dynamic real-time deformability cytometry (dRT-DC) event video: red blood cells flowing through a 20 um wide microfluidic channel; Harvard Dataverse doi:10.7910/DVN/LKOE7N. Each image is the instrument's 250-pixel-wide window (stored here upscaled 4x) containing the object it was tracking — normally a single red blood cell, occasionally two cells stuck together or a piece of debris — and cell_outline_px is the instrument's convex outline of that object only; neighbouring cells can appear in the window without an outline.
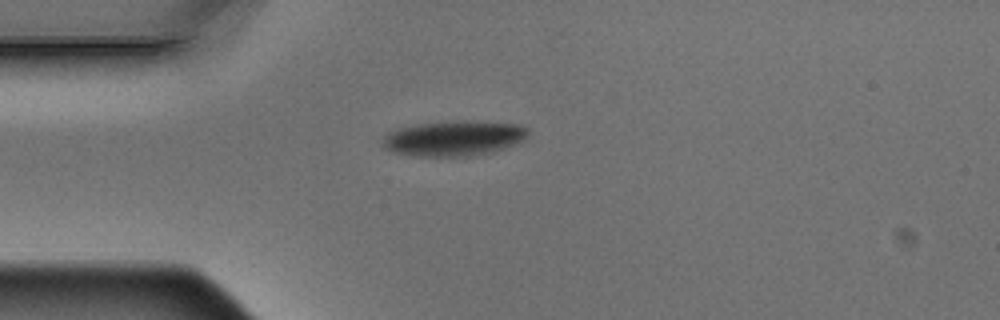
{"species": "Egyptian fruit bat (a non-hibernating species)", "species_latin": "Rousettus aegyptiacus", "temperature_condition": "warm", "stored_images_in_passage": 5, "camera_frame_rate_fps": 3000, "um_per_image_px": 0.085, "animal": {"sex": "male"}, "frame": {"image": 1, "passage_image": 1, "time_ms": 0.0, "image_size_px": [1000, 320], "cell_outline_px": [[528, 132], [524, 140], [504, 148], [492, 152], [468, 156], [412, 156], [392, 152], [384, 148], [380, 144], [384, 136], [388, 132], [396, 128], [416, 124], [452, 120], [468, 120], [520, 124]], "centroid_in_image_um": [38.51, 11.74], "position_along_channel_um": 46.5, "area_um2": 30.23}}
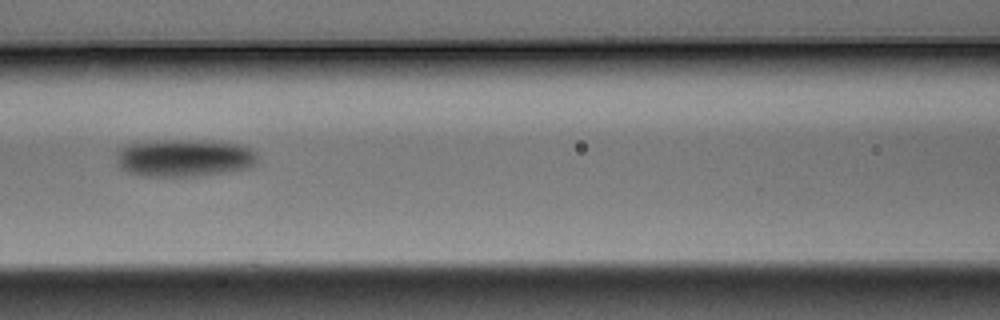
{"frame": {"image": 2, "passage_image": 4, "time_ms": 1.0, "image_size_px": [1000, 320], "cell_outline_px": [[260, 156], [256, 164], [252, 168], [228, 172], [196, 176], [144, 176], [128, 172], [120, 168], [116, 160], [116, 156], [120, 148], [128, 144], [164, 140], [204, 140], [240, 144], [252, 148]], "centroid_in_image_um": [15.74, 13.42], "position_along_channel_um": 150.9, "area_um2": 31.33}}
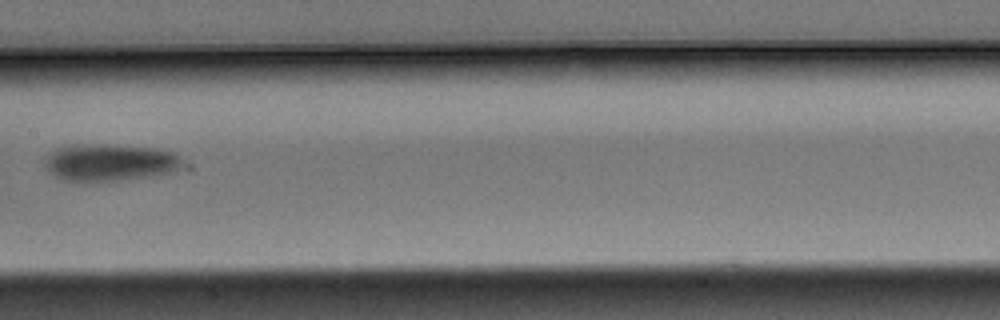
{"frame": {"image": 3, "passage_image": 5, "time_ms": 1.333, "image_size_px": [1000, 320], "cell_outline_px": [[180, 168], [172, 172], [148, 176], [116, 180], [64, 180], [56, 176], [48, 168], [48, 156], [56, 148], [64, 144], [108, 144], [156, 148], [176, 152], [180, 160]], "centroid_in_image_um": [9.36, 13.76], "position_along_channel_um": 198.0, "area_um2": 29.19}}